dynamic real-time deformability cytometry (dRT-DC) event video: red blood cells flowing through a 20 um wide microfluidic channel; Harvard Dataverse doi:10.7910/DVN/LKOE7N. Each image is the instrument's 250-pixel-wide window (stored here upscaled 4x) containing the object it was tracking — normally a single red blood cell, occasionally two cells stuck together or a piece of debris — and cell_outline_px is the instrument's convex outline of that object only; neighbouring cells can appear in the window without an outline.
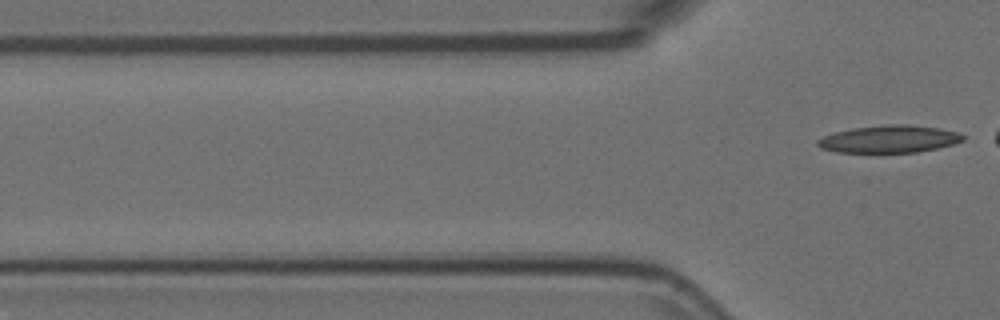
{"species": "Egyptian fruit bat (a non-hibernating species)", "species_latin": "Rousettus aegyptiacus", "temperature_condition": "room temperature", "stored_images_in_passage": 3, "segment_of_instrument_passage": [2, 2], "camera_frame_rate_fps": 3000, "um_per_image_px": 0.085, "animal": {"sex": "female"}, "frame": {"image": 1, "passage_image": 3, "time_ms": 0.667, "image_size_px": [1000, 320], "cell_outline_px": [[964, 140], [952, 144], [936, 148], [916, 152], [836, 152], [820, 148], [816, 144], [816, 140], [824, 136], [836, 132], [852, 128], [888, 124], [908, 124], [940, 128], [956, 132], [964, 136]], "centroid_in_image_um": [75.56, 11.81], "position_along_channel_um": 50.2, "area_um2": 23.06}}